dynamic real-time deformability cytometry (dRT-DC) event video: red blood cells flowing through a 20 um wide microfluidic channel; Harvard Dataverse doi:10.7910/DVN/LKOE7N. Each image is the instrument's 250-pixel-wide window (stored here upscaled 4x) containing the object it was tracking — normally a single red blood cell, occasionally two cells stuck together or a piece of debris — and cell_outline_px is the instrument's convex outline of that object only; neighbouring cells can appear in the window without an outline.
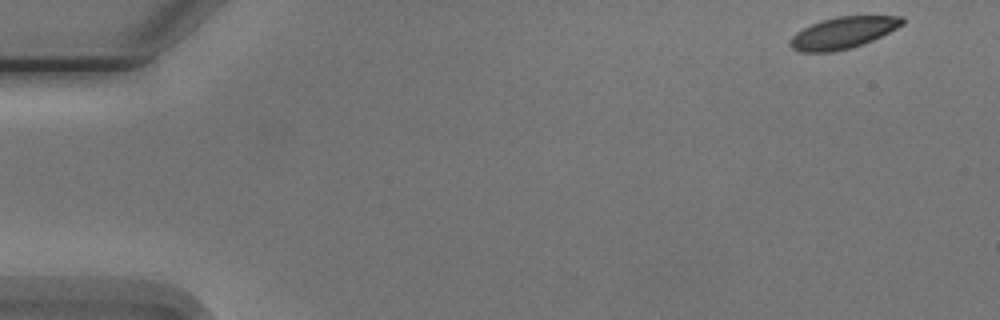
{"species": "Egyptian fruit bat (a non-hibernating species)", "species_latin": "Rousettus aegyptiacus", "temperature_condition": "cold", "stored_images_in_passage": 4, "camera_frame_rate_fps": 3000, "um_per_image_px": 0.085, "animal": {"sex": "male"}, "frame": {"image": 1, "passage_image": 1, "time_ms": 0.0, "image_size_px": [1000, 320], "cell_outline_px": [[904, 24], [864, 44], [852, 48], [832, 52], [800, 52], [792, 48], [788, 44], [788, 40], [796, 32], [820, 20], [836, 16], [904, 16]], "centroid_in_image_um": [71.62, 2.79], "position_along_channel_um": 13.4, "area_um2": 20.75}}
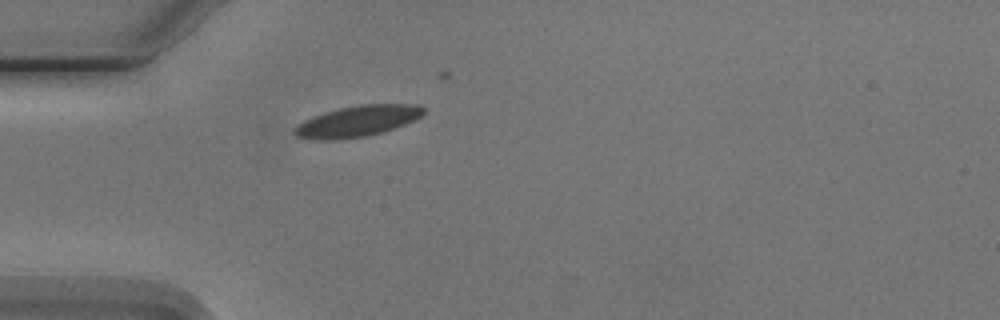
{"frame": {"image": 2, "passage_image": 4, "time_ms": 4.333, "image_size_px": [1000, 320], "cell_outline_px": [[424, 112], [420, 116], [404, 124], [380, 132], [364, 136], [328, 140], [296, 136], [292, 132], [292, 128], [296, 124], [304, 120], [324, 112], [340, 108], [360, 104], [420, 104], [424, 108]], "centroid_in_image_um": [30.35, 10.28], "position_along_channel_um": 54.7, "area_um2": 22.89}}